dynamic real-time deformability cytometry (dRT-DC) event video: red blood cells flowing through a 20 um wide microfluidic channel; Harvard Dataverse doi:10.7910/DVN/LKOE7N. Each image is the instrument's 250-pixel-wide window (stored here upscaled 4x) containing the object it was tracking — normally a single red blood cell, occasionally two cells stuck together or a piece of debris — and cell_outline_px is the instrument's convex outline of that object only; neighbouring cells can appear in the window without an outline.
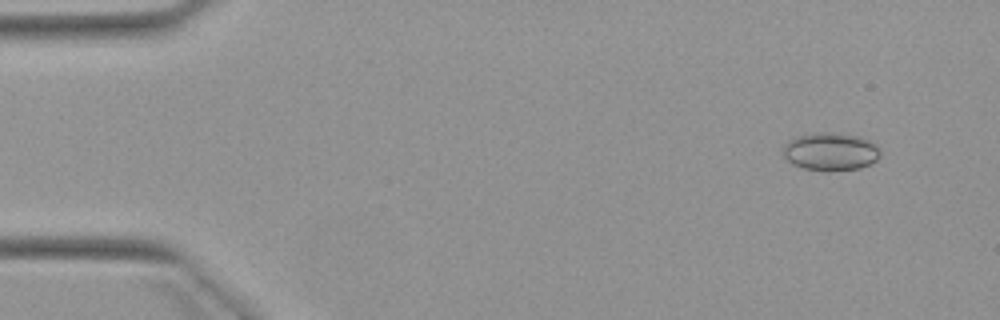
{"species": "Egyptian fruit bat (a non-hibernating species)", "species_latin": "Rousettus aegyptiacus", "temperature_condition": "warm", "stored_images_in_passage": 5, "camera_frame_rate_fps": 3000, "um_per_image_px": 0.085, "animal": {"sex": "female"}, "frame": {"image": 1, "passage_image": 2, "time_ms": 1.0, "image_size_px": [1000, 320], "cell_outline_px": [[880, 156], [876, 160], [860, 168], [828, 172], [824, 172], [804, 168], [792, 164], [784, 156], [784, 144], [788, 140], [796, 136], [816, 132], [828, 132], [856, 136], [868, 140], [876, 144], [880, 148]], "centroid_in_image_um": [70.59, 12.9], "position_along_channel_um": 14.4, "area_um2": 21.62}}